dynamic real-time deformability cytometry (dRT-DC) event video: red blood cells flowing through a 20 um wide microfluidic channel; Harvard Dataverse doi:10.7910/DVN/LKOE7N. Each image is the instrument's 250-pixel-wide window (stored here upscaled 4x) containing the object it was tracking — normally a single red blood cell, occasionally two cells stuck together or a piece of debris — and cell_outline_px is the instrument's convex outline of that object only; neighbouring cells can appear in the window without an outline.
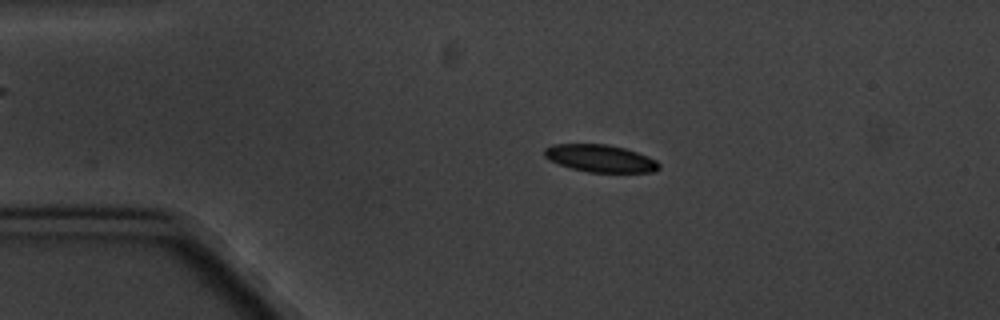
{"species": "common noctule bat (a hibernating species)", "species_latin": "Nyctalus noctula", "temperature_condition": "cold", "stored_images_in_passage": 8, "camera_frame_rate_fps": 3000, "um_per_image_px": 0.085, "animal": {"sex": "male", "body_mass_g": 20.1, "forearm_length_mm": 53.5}, "frame": {"image": 1, "passage_image": 3, "time_ms": 2.333, "image_size_px": [1000, 320], "cell_outline_px": [[660, 168], [656, 172], [588, 172], [572, 168], [560, 164], [544, 156], [544, 148], [552, 144], [608, 144], [624, 148], [648, 156], [656, 160], [660, 164]], "centroid_in_image_um": [51.05, 13.46], "position_along_channel_um": 33.9, "area_um2": 18.21}}
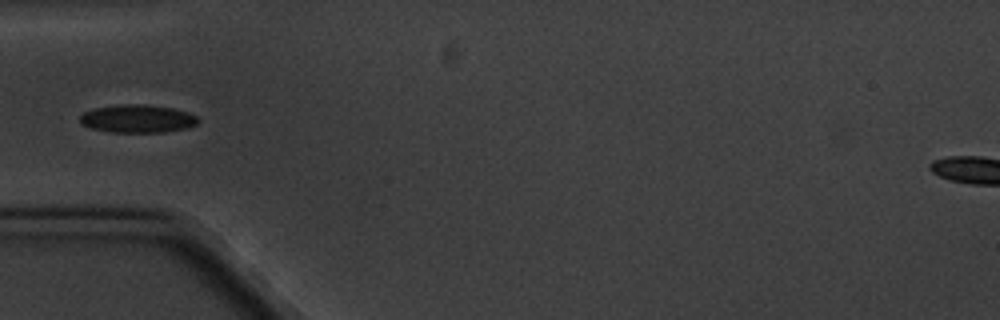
{"frame": {"image": 2, "passage_image": 5, "time_ms": 4.667, "image_size_px": [1000, 320], "cell_outline_px": [[200, 120], [196, 124], [188, 128], [164, 132], [112, 132], [92, 128], [80, 124], [80, 116], [84, 112], [92, 108], [120, 104], [144, 104], [172, 108], [188, 112], [196, 116]], "centroid_in_image_um": [11.68, 10.08], "position_along_channel_um": 73.3, "area_um2": 19.36}}